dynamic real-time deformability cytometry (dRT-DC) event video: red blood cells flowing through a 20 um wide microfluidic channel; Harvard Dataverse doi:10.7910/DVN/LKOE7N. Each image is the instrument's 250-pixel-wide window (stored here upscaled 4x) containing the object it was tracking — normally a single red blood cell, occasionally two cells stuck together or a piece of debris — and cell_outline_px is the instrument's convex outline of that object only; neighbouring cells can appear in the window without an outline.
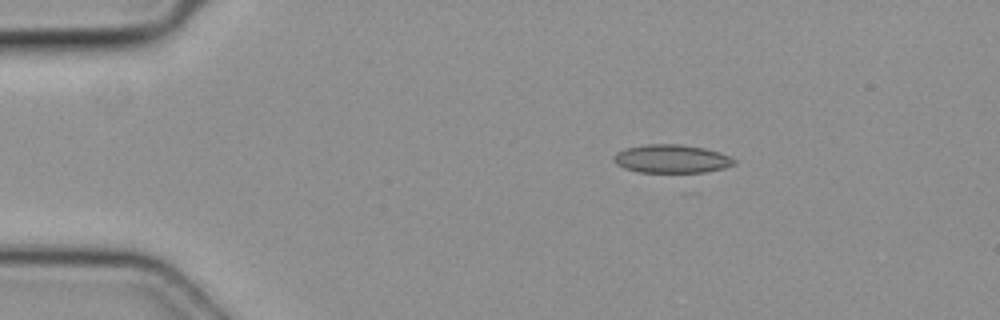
{"species": "common noctule bat (a hibernating species)", "species_latin": "Nyctalus noctula", "temperature_condition": "cold", "stored_images_in_passage": 5, "camera_frame_rate_fps": 3000, "um_per_image_px": 0.085, "animal": {"sex": "female", "body_mass_g": 19.3, "forearm_length_mm": 54.1}, "frame": {"image": 1, "passage_image": 1, "time_ms": 0.0, "image_size_px": [1000, 320], "cell_outline_px": [[736, 164], [724, 168], [704, 172], [640, 172], [624, 168], [616, 164], [612, 160], [612, 156], [616, 152], [624, 148], [644, 144], [680, 144], [704, 148], [720, 152], [736, 160]], "centroid_in_image_um": [57.05, 13.49], "position_along_channel_um": 28.0, "area_um2": 20.06}}
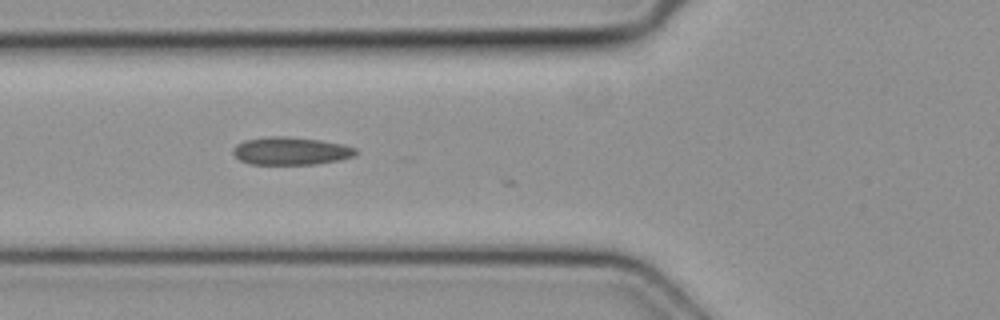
{"frame": {"image": 2, "passage_image": 3, "time_ms": 0.667, "image_size_px": [1000, 320], "cell_outline_px": [[356, 152], [352, 156], [340, 160], [316, 164], [248, 164], [240, 160], [232, 152], [232, 148], [236, 144], [244, 140], [268, 136], [284, 136], [320, 140], [340, 144], [356, 148]], "centroid_in_image_um": [24.66, 12.83], "position_along_channel_um": 101.1, "area_um2": 19.83}}
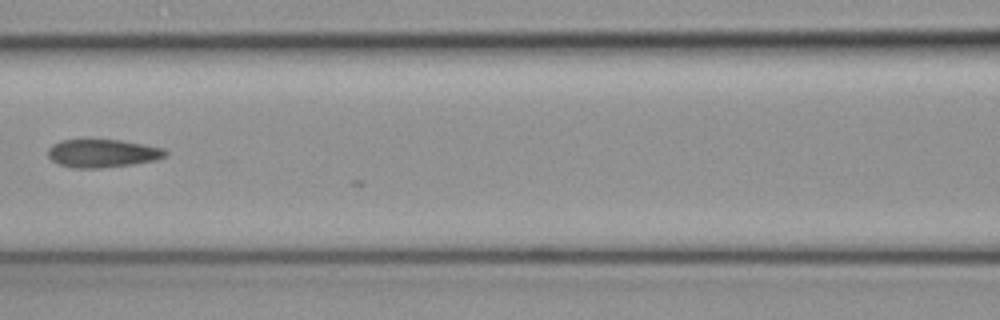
{"frame": {"image": 3, "passage_image": 4, "time_ms": 1.0, "image_size_px": [1000, 320], "cell_outline_px": [[168, 156], [156, 160], [132, 164], [100, 168], [72, 168], [60, 164], [52, 160], [48, 156], [48, 148], [52, 144], [60, 140], [120, 140], [164, 148], [168, 152]], "centroid_in_image_um": [8.73, 13.03], "position_along_channel_um": 157.9, "area_um2": 19.25}}